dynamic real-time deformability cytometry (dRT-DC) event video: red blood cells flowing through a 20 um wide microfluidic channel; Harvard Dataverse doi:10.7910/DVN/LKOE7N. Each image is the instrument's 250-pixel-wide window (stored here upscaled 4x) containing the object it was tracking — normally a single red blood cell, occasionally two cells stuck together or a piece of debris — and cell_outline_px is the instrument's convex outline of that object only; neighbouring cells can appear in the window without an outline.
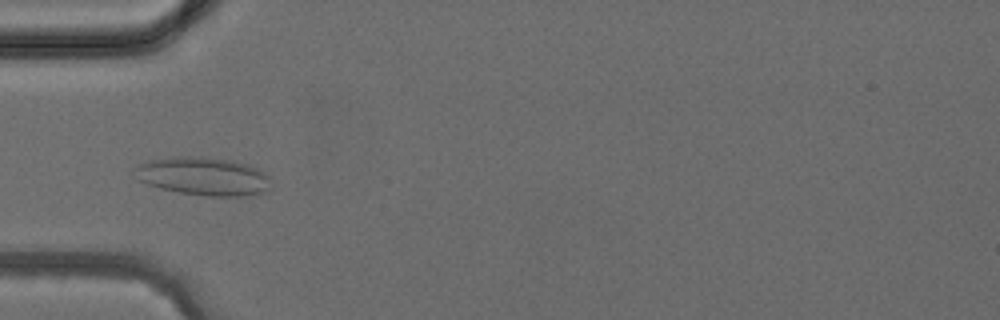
{"species": "common noctule bat (a hibernating species)", "species_latin": "Nyctalus noctula", "temperature_condition": "cold", "stored_images_in_passage": 4, "camera_frame_rate_fps": 3000, "um_per_image_px": 0.085, "animal": {"sex": "female", "body_mass_g": 24.6, "forearm_length_mm": 56.2}, "frame": {"image": 1, "passage_image": 4, "time_ms": 4.333, "image_size_px": [1000, 320], "cell_outline_px": [[268, 192], [240, 196], [208, 196], [180, 192], [160, 188], [136, 180], [132, 168], [148, 160], [176, 156], [200, 156], [232, 160], [248, 164], [264, 172], [268, 176]], "centroid_in_image_um": [17.23, 14.97], "position_along_channel_um": 67.8, "area_um2": 30.52}}